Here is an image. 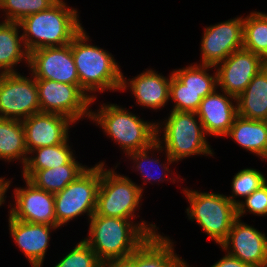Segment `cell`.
<instances>
[{
    "label": "cell",
    "instance_id": "obj_1",
    "mask_svg": "<svg viewBox=\"0 0 267 267\" xmlns=\"http://www.w3.org/2000/svg\"><path fill=\"white\" fill-rule=\"evenodd\" d=\"M87 237L83 240L96 253L101 263L128 258L149 236L159 234L153 222L93 214L88 221Z\"/></svg>",
    "mask_w": 267,
    "mask_h": 267
},
{
    "label": "cell",
    "instance_id": "obj_2",
    "mask_svg": "<svg viewBox=\"0 0 267 267\" xmlns=\"http://www.w3.org/2000/svg\"><path fill=\"white\" fill-rule=\"evenodd\" d=\"M88 34L83 28L70 45L80 88L92 99L94 105L98 100L97 94L120 91L122 69L112 53L90 43Z\"/></svg>",
    "mask_w": 267,
    "mask_h": 267
},
{
    "label": "cell",
    "instance_id": "obj_3",
    "mask_svg": "<svg viewBox=\"0 0 267 267\" xmlns=\"http://www.w3.org/2000/svg\"><path fill=\"white\" fill-rule=\"evenodd\" d=\"M79 13L65 0H58L49 9L25 17L19 23L27 51L70 44L84 28Z\"/></svg>",
    "mask_w": 267,
    "mask_h": 267
},
{
    "label": "cell",
    "instance_id": "obj_4",
    "mask_svg": "<svg viewBox=\"0 0 267 267\" xmlns=\"http://www.w3.org/2000/svg\"><path fill=\"white\" fill-rule=\"evenodd\" d=\"M99 103V109H91L90 122L115 141L123 154L146 149L156 142L155 120H144L116 103Z\"/></svg>",
    "mask_w": 267,
    "mask_h": 267
},
{
    "label": "cell",
    "instance_id": "obj_5",
    "mask_svg": "<svg viewBox=\"0 0 267 267\" xmlns=\"http://www.w3.org/2000/svg\"><path fill=\"white\" fill-rule=\"evenodd\" d=\"M168 114L163 121L156 122V141L175 163L196 155L215 156L196 112L169 111Z\"/></svg>",
    "mask_w": 267,
    "mask_h": 267
},
{
    "label": "cell",
    "instance_id": "obj_6",
    "mask_svg": "<svg viewBox=\"0 0 267 267\" xmlns=\"http://www.w3.org/2000/svg\"><path fill=\"white\" fill-rule=\"evenodd\" d=\"M181 188L189 203L185 211L186 217L189 221H196L203 233L219 246L227 238L237 219L236 205L225 194Z\"/></svg>",
    "mask_w": 267,
    "mask_h": 267
},
{
    "label": "cell",
    "instance_id": "obj_7",
    "mask_svg": "<svg viewBox=\"0 0 267 267\" xmlns=\"http://www.w3.org/2000/svg\"><path fill=\"white\" fill-rule=\"evenodd\" d=\"M101 162V181L97 192L95 214L135 220L141 208L143 192L128 176L115 171L120 162L109 169Z\"/></svg>",
    "mask_w": 267,
    "mask_h": 267
},
{
    "label": "cell",
    "instance_id": "obj_8",
    "mask_svg": "<svg viewBox=\"0 0 267 267\" xmlns=\"http://www.w3.org/2000/svg\"><path fill=\"white\" fill-rule=\"evenodd\" d=\"M100 181L101 162H98L54 194L55 215L60 228L81 215H86L89 221L95 213Z\"/></svg>",
    "mask_w": 267,
    "mask_h": 267
},
{
    "label": "cell",
    "instance_id": "obj_9",
    "mask_svg": "<svg viewBox=\"0 0 267 267\" xmlns=\"http://www.w3.org/2000/svg\"><path fill=\"white\" fill-rule=\"evenodd\" d=\"M41 112L68 117L75 125L90 120L92 99L77 85L36 79Z\"/></svg>",
    "mask_w": 267,
    "mask_h": 267
},
{
    "label": "cell",
    "instance_id": "obj_10",
    "mask_svg": "<svg viewBox=\"0 0 267 267\" xmlns=\"http://www.w3.org/2000/svg\"><path fill=\"white\" fill-rule=\"evenodd\" d=\"M22 74H0V118L22 121L41 112L36 79Z\"/></svg>",
    "mask_w": 267,
    "mask_h": 267
},
{
    "label": "cell",
    "instance_id": "obj_11",
    "mask_svg": "<svg viewBox=\"0 0 267 267\" xmlns=\"http://www.w3.org/2000/svg\"><path fill=\"white\" fill-rule=\"evenodd\" d=\"M200 63L216 66L243 48V16L206 26L200 43Z\"/></svg>",
    "mask_w": 267,
    "mask_h": 267
},
{
    "label": "cell",
    "instance_id": "obj_12",
    "mask_svg": "<svg viewBox=\"0 0 267 267\" xmlns=\"http://www.w3.org/2000/svg\"><path fill=\"white\" fill-rule=\"evenodd\" d=\"M28 71L35 79L53 80L80 87L70 44L31 51Z\"/></svg>",
    "mask_w": 267,
    "mask_h": 267
},
{
    "label": "cell",
    "instance_id": "obj_13",
    "mask_svg": "<svg viewBox=\"0 0 267 267\" xmlns=\"http://www.w3.org/2000/svg\"><path fill=\"white\" fill-rule=\"evenodd\" d=\"M23 181L24 187L14 188V204L8 205L9 215L23 222L59 227L55 215L54 194L36 188L25 178Z\"/></svg>",
    "mask_w": 267,
    "mask_h": 267
},
{
    "label": "cell",
    "instance_id": "obj_14",
    "mask_svg": "<svg viewBox=\"0 0 267 267\" xmlns=\"http://www.w3.org/2000/svg\"><path fill=\"white\" fill-rule=\"evenodd\" d=\"M267 234L237 218L219 248L251 267L267 263Z\"/></svg>",
    "mask_w": 267,
    "mask_h": 267
},
{
    "label": "cell",
    "instance_id": "obj_15",
    "mask_svg": "<svg viewBox=\"0 0 267 267\" xmlns=\"http://www.w3.org/2000/svg\"><path fill=\"white\" fill-rule=\"evenodd\" d=\"M263 67L260 55L243 48L234 51L215 66L218 89L237 98Z\"/></svg>",
    "mask_w": 267,
    "mask_h": 267
},
{
    "label": "cell",
    "instance_id": "obj_16",
    "mask_svg": "<svg viewBox=\"0 0 267 267\" xmlns=\"http://www.w3.org/2000/svg\"><path fill=\"white\" fill-rule=\"evenodd\" d=\"M158 73L150 67L131 79L122 73L120 91L130 90L137 106L160 111L168 105V102H172L169 100L171 73L168 74L169 76Z\"/></svg>",
    "mask_w": 267,
    "mask_h": 267
},
{
    "label": "cell",
    "instance_id": "obj_17",
    "mask_svg": "<svg viewBox=\"0 0 267 267\" xmlns=\"http://www.w3.org/2000/svg\"><path fill=\"white\" fill-rule=\"evenodd\" d=\"M25 130V145L28 154L41 147L64 143L75 124L66 116L39 112L22 120Z\"/></svg>",
    "mask_w": 267,
    "mask_h": 267
},
{
    "label": "cell",
    "instance_id": "obj_18",
    "mask_svg": "<svg viewBox=\"0 0 267 267\" xmlns=\"http://www.w3.org/2000/svg\"><path fill=\"white\" fill-rule=\"evenodd\" d=\"M8 230L11 238L24 254L31 267H42L52 231L60 227L23 222L13 219L8 211Z\"/></svg>",
    "mask_w": 267,
    "mask_h": 267
},
{
    "label": "cell",
    "instance_id": "obj_19",
    "mask_svg": "<svg viewBox=\"0 0 267 267\" xmlns=\"http://www.w3.org/2000/svg\"><path fill=\"white\" fill-rule=\"evenodd\" d=\"M196 114L208 137L225 138L237 116V99L217 88L202 99Z\"/></svg>",
    "mask_w": 267,
    "mask_h": 267
},
{
    "label": "cell",
    "instance_id": "obj_20",
    "mask_svg": "<svg viewBox=\"0 0 267 267\" xmlns=\"http://www.w3.org/2000/svg\"><path fill=\"white\" fill-rule=\"evenodd\" d=\"M154 153L155 154L157 153L158 155L163 153L165 155L166 162H165V160L163 161L164 163L161 162V160H160L161 155H159V158H158V155H155ZM125 157L131 161V164L133 163L132 164L133 166H130V168L134 169L133 172L136 171V172H138V174L141 175L140 178L142 177L143 183H142V185L139 184L138 186L140 187V189L142 190L143 193L145 190V188L143 186L144 183H145V185L147 183H151L152 185H153V183L154 184L158 183V185H159V182L162 183L165 181H167V182L170 181V182H173V184H174L176 182L177 183L180 182L182 179H183V181L185 180L184 178H180L181 177L180 175H177V177H175V178L170 177V176H174V174H177V173H173L174 171H172L171 167H170V165H173L174 161L168 156V154L165 152L163 147L157 141L154 142L150 147H148L146 149L130 152ZM151 172L152 173L155 172L154 175ZM176 179H177V181H176Z\"/></svg>",
    "mask_w": 267,
    "mask_h": 267
},
{
    "label": "cell",
    "instance_id": "obj_21",
    "mask_svg": "<svg viewBox=\"0 0 267 267\" xmlns=\"http://www.w3.org/2000/svg\"><path fill=\"white\" fill-rule=\"evenodd\" d=\"M163 235L149 236L135 251V267H191L176 253L173 239Z\"/></svg>",
    "mask_w": 267,
    "mask_h": 267
},
{
    "label": "cell",
    "instance_id": "obj_22",
    "mask_svg": "<svg viewBox=\"0 0 267 267\" xmlns=\"http://www.w3.org/2000/svg\"><path fill=\"white\" fill-rule=\"evenodd\" d=\"M20 29V23L0 21V74L19 72L17 65L23 62L28 67L29 52Z\"/></svg>",
    "mask_w": 267,
    "mask_h": 267
},
{
    "label": "cell",
    "instance_id": "obj_23",
    "mask_svg": "<svg viewBox=\"0 0 267 267\" xmlns=\"http://www.w3.org/2000/svg\"><path fill=\"white\" fill-rule=\"evenodd\" d=\"M234 143L251 154L258 156L261 161H267V124L265 121L246 119L237 115L228 134Z\"/></svg>",
    "mask_w": 267,
    "mask_h": 267
},
{
    "label": "cell",
    "instance_id": "obj_24",
    "mask_svg": "<svg viewBox=\"0 0 267 267\" xmlns=\"http://www.w3.org/2000/svg\"><path fill=\"white\" fill-rule=\"evenodd\" d=\"M236 99L237 115L246 119L265 121L267 117V66H264L254 76Z\"/></svg>",
    "mask_w": 267,
    "mask_h": 267
},
{
    "label": "cell",
    "instance_id": "obj_25",
    "mask_svg": "<svg viewBox=\"0 0 267 267\" xmlns=\"http://www.w3.org/2000/svg\"><path fill=\"white\" fill-rule=\"evenodd\" d=\"M74 156L67 164L51 169L37 170L27 180L36 188L55 194L62 191L87 168Z\"/></svg>",
    "mask_w": 267,
    "mask_h": 267
},
{
    "label": "cell",
    "instance_id": "obj_26",
    "mask_svg": "<svg viewBox=\"0 0 267 267\" xmlns=\"http://www.w3.org/2000/svg\"><path fill=\"white\" fill-rule=\"evenodd\" d=\"M28 155L22 121L0 118V160L8 163L17 161L23 169Z\"/></svg>",
    "mask_w": 267,
    "mask_h": 267
},
{
    "label": "cell",
    "instance_id": "obj_27",
    "mask_svg": "<svg viewBox=\"0 0 267 267\" xmlns=\"http://www.w3.org/2000/svg\"><path fill=\"white\" fill-rule=\"evenodd\" d=\"M69 142L68 138L62 144L32 150L21 171L22 178L28 179L37 170L51 169L67 164L75 156L73 145L70 144V146Z\"/></svg>",
    "mask_w": 267,
    "mask_h": 267
},
{
    "label": "cell",
    "instance_id": "obj_28",
    "mask_svg": "<svg viewBox=\"0 0 267 267\" xmlns=\"http://www.w3.org/2000/svg\"><path fill=\"white\" fill-rule=\"evenodd\" d=\"M214 72L210 74V70ZM172 73L179 79V91L202 92V98L218 88L215 66L190 63L183 68L174 69Z\"/></svg>",
    "mask_w": 267,
    "mask_h": 267
},
{
    "label": "cell",
    "instance_id": "obj_29",
    "mask_svg": "<svg viewBox=\"0 0 267 267\" xmlns=\"http://www.w3.org/2000/svg\"><path fill=\"white\" fill-rule=\"evenodd\" d=\"M245 16H243V49L261 56L267 50V13L252 11Z\"/></svg>",
    "mask_w": 267,
    "mask_h": 267
},
{
    "label": "cell",
    "instance_id": "obj_30",
    "mask_svg": "<svg viewBox=\"0 0 267 267\" xmlns=\"http://www.w3.org/2000/svg\"><path fill=\"white\" fill-rule=\"evenodd\" d=\"M58 0H0L2 21L19 23L25 17L45 11ZM4 19V20H3Z\"/></svg>",
    "mask_w": 267,
    "mask_h": 267
},
{
    "label": "cell",
    "instance_id": "obj_31",
    "mask_svg": "<svg viewBox=\"0 0 267 267\" xmlns=\"http://www.w3.org/2000/svg\"><path fill=\"white\" fill-rule=\"evenodd\" d=\"M266 182L267 177L260 170L251 167L241 169L233 176L231 195H226V197H228L234 205H237L240 202V198L244 199L248 197L253 191L259 189Z\"/></svg>",
    "mask_w": 267,
    "mask_h": 267
},
{
    "label": "cell",
    "instance_id": "obj_32",
    "mask_svg": "<svg viewBox=\"0 0 267 267\" xmlns=\"http://www.w3.org/2000/svg\"><path fill=\"white\" fill-rule=\"evenodd\" d=\"M96 253L83 240L79 241L68 253L66 252L53 267H100Z\"/></svg>",
    "mask_w": 267,
    "mask_h": 267
},
{
    "label": "cell",
    "instance_id": "obj_33",
    "mask_svg": "<svg viewBox=\"0 0 267 267\" xmlns=\"http://www.w3.org/2000/svg\"><path fill=\"white\" fill-rule=\"evenodd\" d=\"M202 92L179 91V79L171 71L169 100H172L170 111L196 112L202 101Z\"/></svg>",
    "mask_w": 267,
    "mask_h": 267
},
{
    "label": "cell",
    "instance_id": "obj_34",
    "mask_svg": "<svg viewBox=\"0 0 267 267\" xmlns=\"http://www.w3.org/2000/svg\"><path fill=\"white\" fill-rule=\"evenodd\" d=\"M237 218H242L248 213L254 216H267V182L259 189L253 191L248 197L236 205Z\"/></svg>",
    "mask_w": 267,
    "mask_h": 267
},
{
    "label": "cell",
    "instance_id": "obj_35",
    "mask_svg": "<svg viewBox=\"0 0 267 267\" xmlns=\"http://www.w3.org/2000/svg\"><path fill=\"white\" fill-rule=\"evenodd\" d=\"M210 267H251V266L225 252L224 256L221 257L217 262L213 263V265H211Z\"/></svg>",
    "mask_w": 267,
    "mask_h": 267
},
{
    "label": "cell",
    "instance_id": "obj_36",
    "mask_svg": "<svg viewBox=\"0 0 267 267\" xmlns=\"http://www.w3.org/2000/svg\"><path fill=\"white\" fill-rule=\"evenodd\" d=\"M100 267H135V252H133L128 258L103 262Z\"/></svg>",
    "mask_w": 267,
    "mask_h": 267
},
{
    "label": "cell",
    "instance_id": "obj_37",
    "mask_svg": "<svg viewBox=\"0 0 267 267\" xmlns=\"http://www.w3.org/2000/svg\"><path fill=\"white\" fill-rule=\"evenodd\" d=\"M11 183H13L11 178L9 180L5 179V177H0V207L6 203V193H8L7 191H9L8 188L10 189Z\"/></svg>",
    "mask_w": 267,
    "mask_h": 267
},
{
    "label": "cell",
    "instance_id": "obj_38",
    "mask_svg": "<svg viewBox=\"0 0 267 267\" xmlns=\"http://www.w3.org/2000/svg\"><path fill=\"white\" fill-rule=\"evenodd\" d=\"M264 66H267V50L261 55Z\"/></svg>",
    "mask_w": 267,
    "mask_h": 267
}]
</instances>
